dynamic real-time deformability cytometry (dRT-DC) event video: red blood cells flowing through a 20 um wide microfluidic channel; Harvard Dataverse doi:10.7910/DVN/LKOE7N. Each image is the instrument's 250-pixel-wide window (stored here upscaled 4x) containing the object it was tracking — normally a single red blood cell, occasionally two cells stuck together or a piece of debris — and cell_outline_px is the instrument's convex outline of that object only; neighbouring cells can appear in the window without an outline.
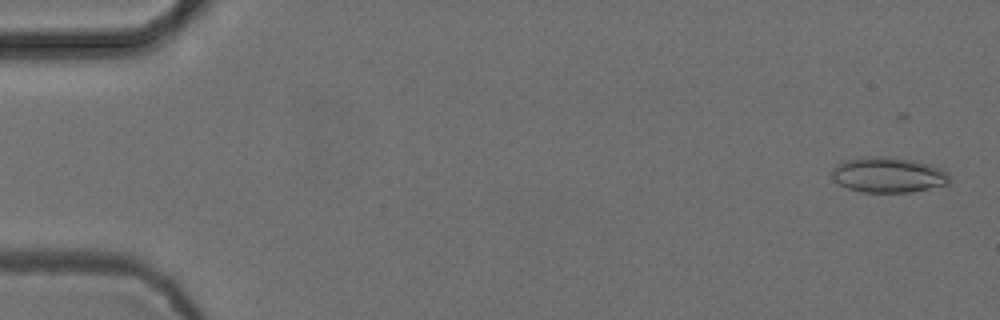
{"species": "common noctule bat (a hibernating species)", "species_latin": "Nyctalus noctula", "temperature_condition": "cold", "stored_images_in_passage": 54, "camera_frame_rate_fps": 3000, "um_per_image_px": 0.085, "animal": {"sex": "female", "body_mass_g": 24.6, "forearm_length_mm": 56.2}, "frame": {"image": 1, "passage_image": 1, "time_ms": 0.0, "image_size_px": [1000, 320], "cell_outline_px": [[948, 184], [908, 192], [860, 192], [848, 188], [832, 180], [832, 168], [836, 164], [844, 160], [860, 156], [892, 156], [916, 160], [940, 168], [948, 176]], "centroid_in_image_um": [75.42, 14.84], "position_along_channel_um": 9.6, "area_um2": 24.39}}
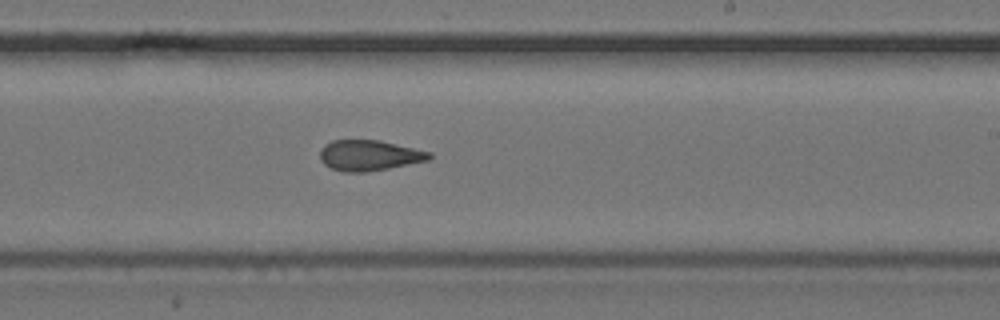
{"frame": {"image": 2, "passage_image": 32, "time_ms": 10.333, "image_size_px": [1000, 320], "cell_outline_px": [[432, 156], [428, 160], [368, 172], [344, 172], [332, 168], [324, 164], [320, 160], [320, 148], [324, 144], [332, 140], [380, 140], [432, 152]], "centroid_in_image_um": [31.36, 13.2], "position_along_channel_um": 257.6, "area_um2": 19.54}}
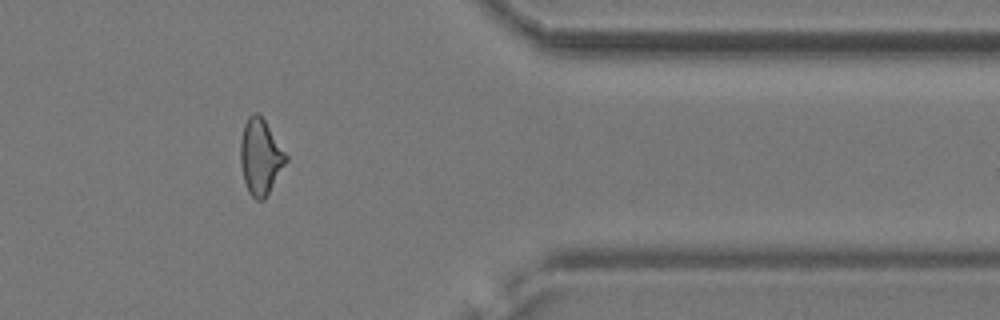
{"frame": {"image": 3, "passage_image": 44, "time_ms": 14.333, "image_size_px": [1000, 320], "cell_outline_px": [[288, 160], [264, 200], [256, 200], [248, 192], [244, 180], [240, 164], [240, 140], [244, 124], [248, 116], [252, 112], [260, 112], [288, 156]], "centroid_in_image_um": [22.13, 13.29], "position_along_channel_um": 389.3, "area_um2": 20.29}, "authors_computed_cell_mechanics": {"area_um2": 20.7502, "velocity_mm_per_s": 3.7583, "shape_relaxation_time_tau1_ms": null, "shape_relaxation_time_tau2_ms": 3.0987, "deformation_change_tau1": null, "deformation_change_tau2": 0.1086}}